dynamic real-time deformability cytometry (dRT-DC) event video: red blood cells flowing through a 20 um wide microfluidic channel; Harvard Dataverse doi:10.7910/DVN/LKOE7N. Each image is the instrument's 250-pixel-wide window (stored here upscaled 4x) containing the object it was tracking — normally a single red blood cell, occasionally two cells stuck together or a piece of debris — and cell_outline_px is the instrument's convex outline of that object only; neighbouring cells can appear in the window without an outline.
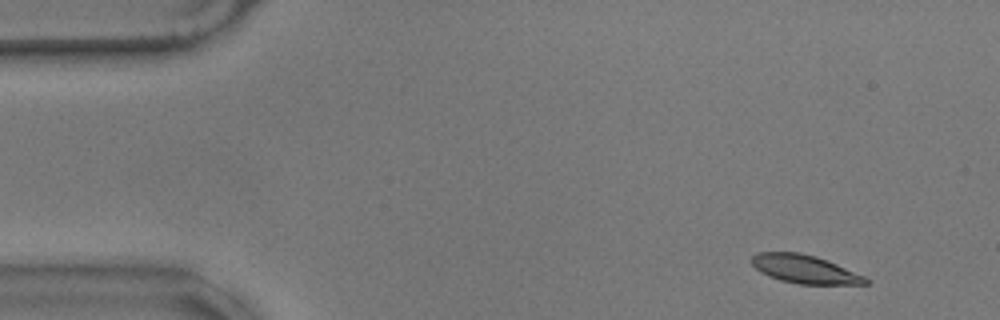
{"species": "common noctule bat (a hibernating species)", "species_latin": "Nyctalus noctula", "temperature_condition": "warm", "stored_images_in_passage": 39, "camera_frame_rate_fps": 3000, "um_per_image_px": 0.085, "animal": {"sex": "male", "body_mass_g": 17.9}, "frame": {"image": 1, "passage_image": 1, "time_ms": 0.0, "image_size_px": [1000, 320], "cell_outline_px": [[872, 280], [868, 284], [800, 284], [780, 280], [768, 276], [760, 272], [752, 264], [752, 256], [756, 252], [800, 252], [816, 256], [828, 260], [864, 276]], "centroid_in_image_um": [68.41, 22.87], "position_along_channel_um": 16.6, "area_um2": 18.9}}
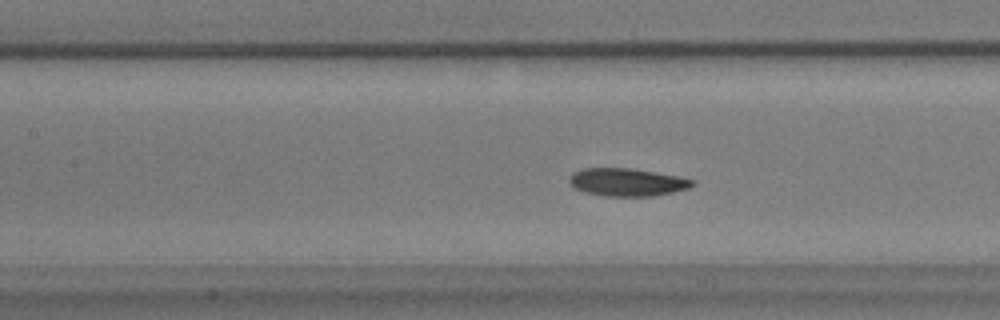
{"frame": {"image": 2, "passage_image": 21, "time_ms": 6.667, "image_size_px": [1000, 320], "cell_outline_px": [[696, 184], [688, 188], [672, 192], [652, 196], [604, 196], [584, 192], [572, 188], [568, 180], [568, 176], [572, 172], [584, 168], [628, 168], [680, 176], [696, 180]], "centroid_in_image_um": [53.27, 15.48], "position_along_channel_um": 154.1, "area_um2": 20.17}}
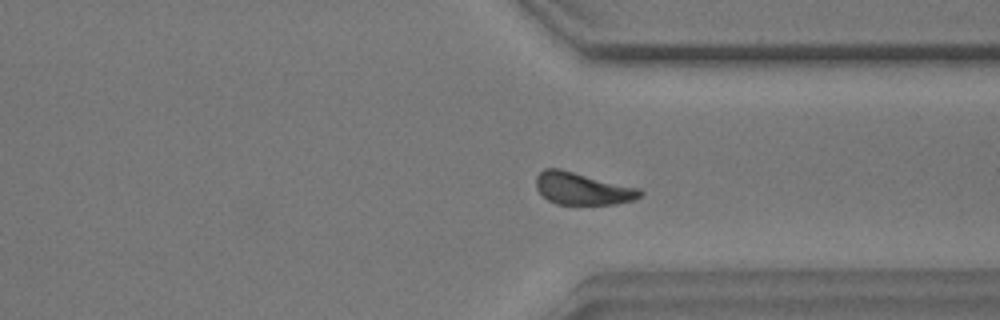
{"frame": {"image": 3, "passage_image": 39, "time_ms": 12.667, "image_size_px": [1000, 320], "cell_outline_px": [[644, 192], [640, 196], [632, 200], [616, 204], [556, 204], [548, 200], [536, 188], [536, 176], [544, 168], [560, 168], [640, 188]], "centroid_in_image_um": [49.51, 16.02], "position_along_channel_um": 361.9, "area_um2": 19.59}, "authors_computed_cell_mechanics": {"area_um2": 19.941, "velocity_mm_per_s": 3.4621, "shape_relaxation_time_tau1_ms": 3.6769, "shape_relaxation_time_tau2_ms": 4.5644, "deformation_change_tau1": 0.1045, "deformation_change_tau2": 0.0938}}